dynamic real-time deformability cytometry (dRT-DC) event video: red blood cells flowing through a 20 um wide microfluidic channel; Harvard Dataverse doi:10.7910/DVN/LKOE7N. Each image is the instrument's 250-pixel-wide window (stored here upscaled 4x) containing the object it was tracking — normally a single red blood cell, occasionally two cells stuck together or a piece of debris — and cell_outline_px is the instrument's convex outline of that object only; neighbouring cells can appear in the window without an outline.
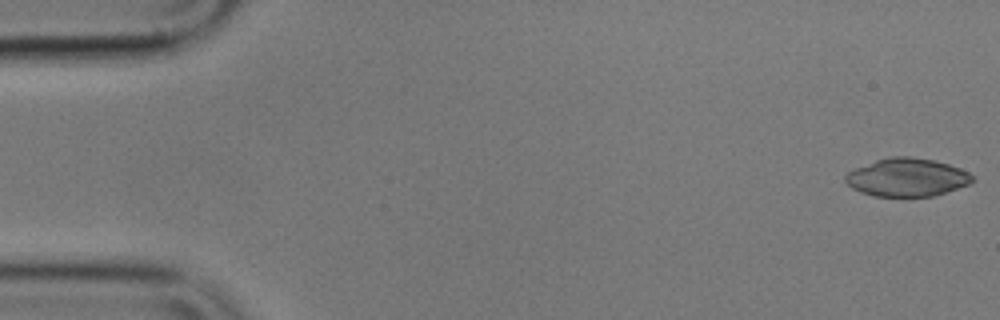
{"species": "common noctule bat (a hibernating species)", "species_latin": "Nyctalus noctula", "temperature_condition": "cold", "stored_images_in_passage": 55, "camera_frame_rate_fps": 3000, "um_per_image_px": 0.085, "animal": {"sex": "male", "body_mass_g": 17.9}, "frame": {"image": 1, "passage_image": 1, "time_ms": 0.0, "image_size_px": [1000, 320], "cell_outline_px": [[976, 180], [972, 184], [932, 196], [872, 196], [860, 192], [852, 188], [844, 180], [844, 176], [848, 172], [856, 168], [876, 160], [888, 156], [912, 156], [936, 160], [960, 168], [968, 172]], "centroid_in_image_um": [77.11, 15.07], "position_along_channel_um": 7.9, "area_um2": 28.44}}
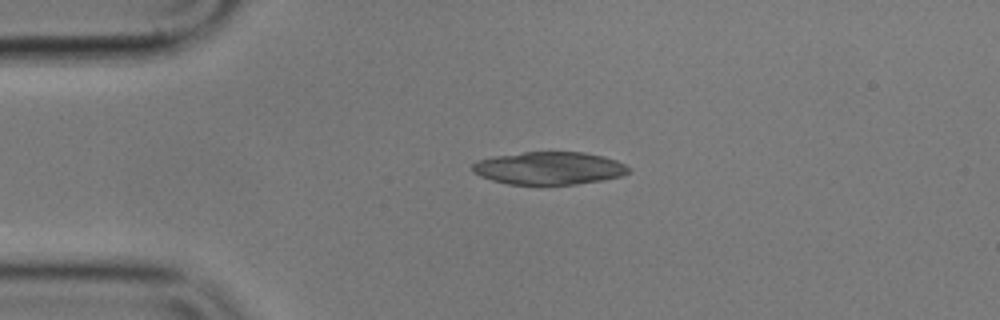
{"frame": {"image": 2, "passage_image": 12, "time_ms": 3.667, "image_size_px": [1000, 320], "cell_outline_px": [[632, 172], [620, 176], [604, 180], [576, 184], [508, 184], [492, 180], [480, 176], [472, 172], [472, 164], [476, 160], [492, 156], [524, 152], [584, 152], [604, 156], [616, 160], [632, 168]], "centroid_in_image_um": [46.68, 14.29], "position_along_channel_um": 38.3, "area_um2": 30.06}}